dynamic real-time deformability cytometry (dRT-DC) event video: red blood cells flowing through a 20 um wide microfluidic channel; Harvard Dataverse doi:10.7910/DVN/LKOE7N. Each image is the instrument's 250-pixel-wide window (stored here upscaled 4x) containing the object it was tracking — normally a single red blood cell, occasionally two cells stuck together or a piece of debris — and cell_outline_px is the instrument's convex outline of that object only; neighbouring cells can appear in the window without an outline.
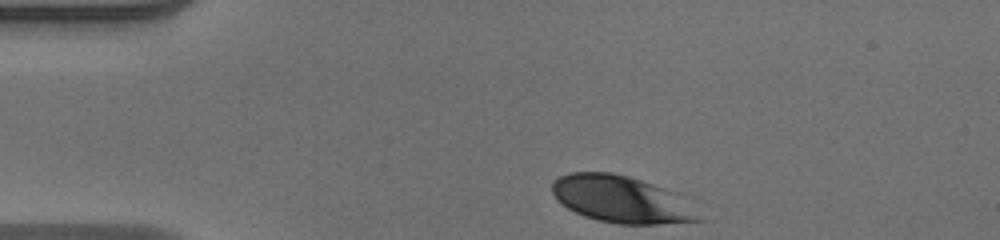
{"species": "human", "species_latin": "Homo sapiens", "temperature_condition": "warm", "stored_images_in_passage": 33, "camera_frame_rate_fps": 3000, "um_per_image_px": 0.085, "donor": {"sex": "male"}, "frame": {"image": 1, "passage_image": 1, "time_ms": 0.0, "image_size_px": [1000, 240], "cell_outline_px": [[708, 220], [656, 224], [620, 224], [596, 220], [584, 216], [568, 208], [556, 200], [552, 192], [552, 180], [560, 176], [572, 172], [612, 172], [628, 176], [652, 184], [672, 192]], "centroid_in_image_um": [52.77, 16.95], "position_along_channel_um": 32.2, "area_um2": 39.77}}
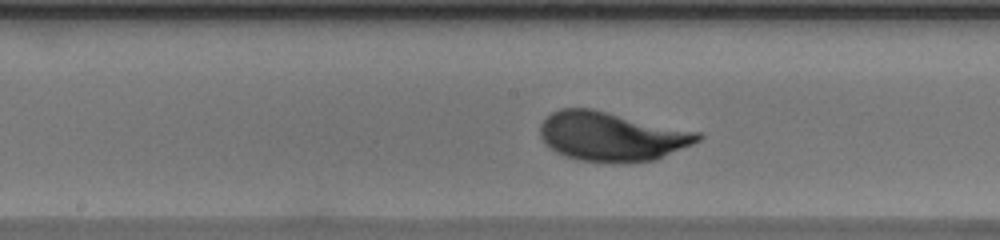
{"frame": {"image": 2, "passage_image": 17, "time_ms": 5.333, "image_size_px": [1000, 240], "cell_outline_px": [[704, 136], [700, 140], [692, 144], [656, 160], [612, 164], [580, 160], [564, 156], [556, 152], [540, 136], [540, 124], [552, 112], [560, 108], [592, 108], [700, 132]], "centroid_in_image_um": [52.01, 11.6], "position_along_channel_um": 196.2, "area_um2": 45.43}}
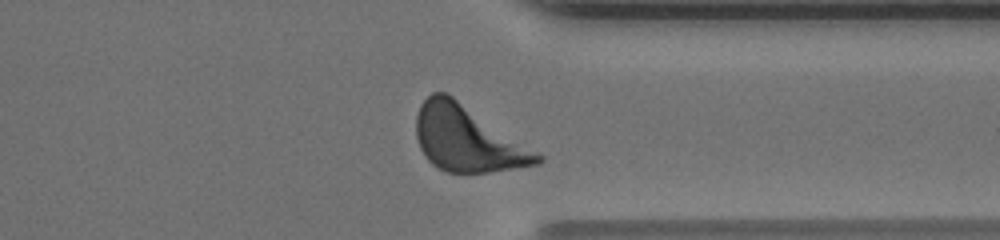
{"frame": {"image": 3, "passage_image": 30, "time_ms": 9.667, "image_size_px": [1000, 240], "cell_outline_px": [[544, 160], [540, 164], [488, 172], [448, 172], [432, 164], [424, 156], [420, 148], [416, 136], [416, 116], [420, 104], [432, 92], [448, 92], [544, 156]], "centroid_in_image_um": [39.72, 11.78], "position_along_channel_um": 371.7, "area_um2": 46.36}, "authors_computed_cell_mechanics": {"area_um2": 43.5812, "velocity_mm_per_s": 4.0827, "shape_relaxation_time_tau1_ms": 3.145, "shape_relaxation_time_tau2_ms": null, "deformation_change_tau1": 0.1923, "deformation_change_tau2": null}}